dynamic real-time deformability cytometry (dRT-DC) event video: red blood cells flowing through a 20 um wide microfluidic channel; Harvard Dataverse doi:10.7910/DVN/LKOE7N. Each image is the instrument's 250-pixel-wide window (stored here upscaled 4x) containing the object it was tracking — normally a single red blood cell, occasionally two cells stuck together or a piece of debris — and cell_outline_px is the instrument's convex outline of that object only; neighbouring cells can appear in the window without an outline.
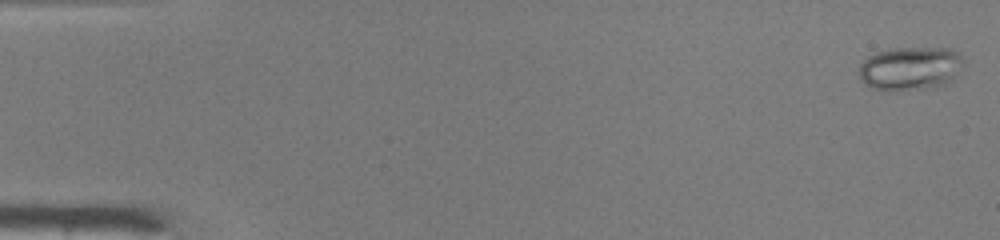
{"species": "common noctule bat (a hibernating species)", "species_latin": "Nyctalus noctula", "temperature_condition": "warm", "stored_images_in_passage": 49, "camera_frame_rate_fps": 3000, "um_per_image_px": 0.085, "animal": {"sex": "male", "body_mass_g": 19.0, "forearm_length_mm": 50.8}, "frame": {"image": 1, "passage_image": 1, "time_ms": 0.0, "image_size_px": [1000, 240], "cell_outline_px": [[964, 60], [948, 80], [944, 84], [936, 88], [872, 88], [864, 84], [860, 80], [860, 64], [868, 56], [876, 52], [896, 48], [952, 48]], "centroid_in_image_um": [77.32, 5.77], "position_along_channel_um": 7.7, "area_um2": 25.55}}
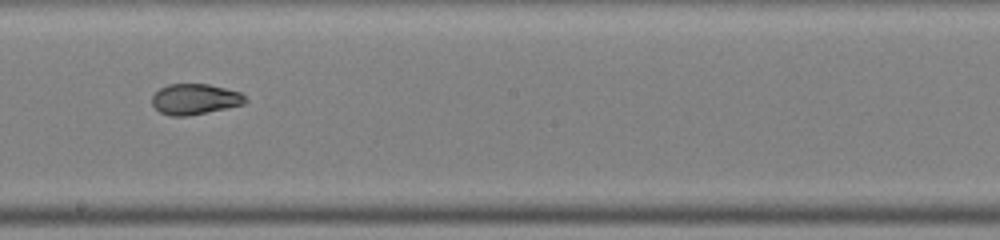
{"frame": {"image": 2, "passage_image": 28, "time_ms": 9.0, "image_size_px": [1000, 240], "cell_outline_px": [[248, 100], [244, 104], [188, 116], [172, 116], [160, 112], [152, 104], [152, 96], [160, 88], [168, 84], [208, 84], [240, 92]], "centroid_in_image_um": [16.56, 8.43], "position_along_channel_um": 231.6, "area_um2": 16.53}}
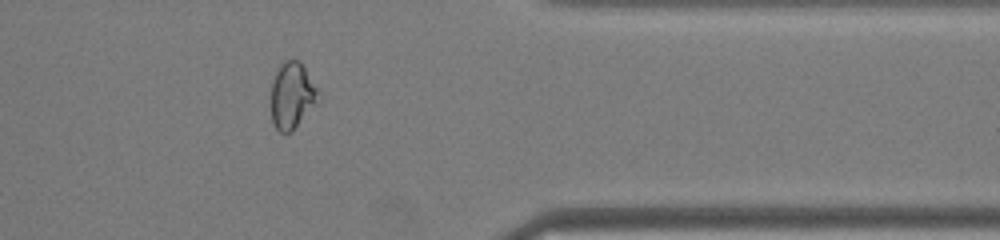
{"frame": {"image": 3, "passage_image": 40, "time_ms": 13.0, "image_size_px": [1000, 240], "cell_outline_px": [[320, 92], [316, 104], [292, 132], [280, 132], [276, 128], [272, 120], [272, 80], [280, 64], [284, 60], [300, 60]], "centroid_in_image_um": [24.84, 8.1], "position_along_channel_um": 386.6, "area_um2": 18.21}, "authors_computed_cell_mechanics": {"area_um2": 19.5942, "velocity_mm_per_s": 4.1835, "shape_relaxation_time_tau1_ms": null, "shape_relaxation_time_tau2_ms": 1.1355, "deformation_change_tau1": null, "deformation_change_tau2": 0.0581}}